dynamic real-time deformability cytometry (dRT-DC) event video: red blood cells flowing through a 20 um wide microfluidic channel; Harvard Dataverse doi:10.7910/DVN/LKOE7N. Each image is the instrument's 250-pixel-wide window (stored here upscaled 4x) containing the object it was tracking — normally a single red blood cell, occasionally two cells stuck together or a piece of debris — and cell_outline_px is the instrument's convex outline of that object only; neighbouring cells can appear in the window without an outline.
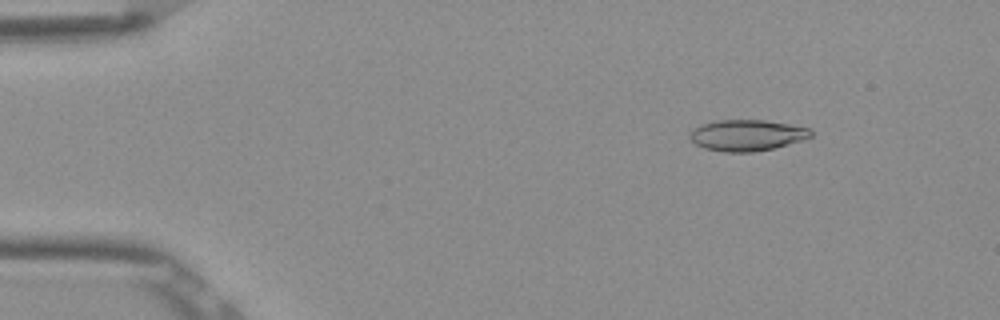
{"species": "Egyptian fruit bat (a non-hibernating species)", "species_latin": "Rousettus aegyptiacus", "temperature_condition": "room temperature", "stored_images_in_passage": 4, "camera_frame_rate_fps": 3000, "um_per_image_px": 0.085, "frame": {"image": 1, "passage_image": 2, "time_ms": 0.333, "image_size_px": [1000, 320], "cell_outline_px": [[812, 136], [804, 140], [772, 148], [752, 152], [724, 152], [704, 148], [696, 144], [688, 136], [688, 132], [692, 128], [716, 120], [764, 120], [788, 124], [808, 128], [812, 132]], "centroid_in_image_um": [63.46, 11.5], "position_along_channel_um": 21.5, "area_um2": 21.91}}